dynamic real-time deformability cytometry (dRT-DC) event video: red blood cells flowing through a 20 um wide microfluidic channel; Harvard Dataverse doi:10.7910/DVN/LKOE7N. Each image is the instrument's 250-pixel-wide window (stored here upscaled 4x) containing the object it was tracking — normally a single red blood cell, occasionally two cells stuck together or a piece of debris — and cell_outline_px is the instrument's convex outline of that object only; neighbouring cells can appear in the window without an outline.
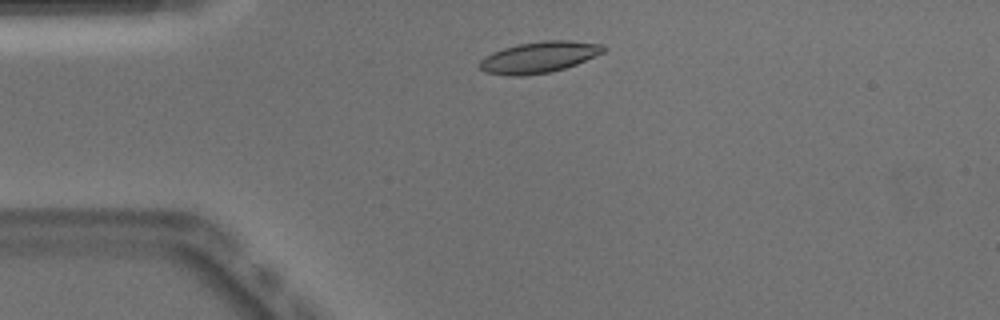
{"species": "Egyptian fruit bat (a non-hibernating species)", "species_latin": "Rousettus aegyptiacus", "temperature_condition": "warm", "stored_images_in_passage": 40, "camera_frame_rate_fps": 3000, "um_per_image_px": 0.085, "animal": {"sex": "male"}, "frame": {"image": 1, "passage_image": 1, "time_ms": 0.0, "image_size_px": [1000, 320], "cell_outline_px": [[604, 52], [596, 56], [576, 64], [564, 68], [548, 72], [520, 76], [508, 76], [484, 72], [480, 68], [480, 60], [484, 56], [492, 52], [516, 44], [544, 40], [572, 40], [604, 44]], "centroid_in_image_um": [45.81, 4.85], "position_along_channel_um": 39.2, "area_um2": 22.6}}
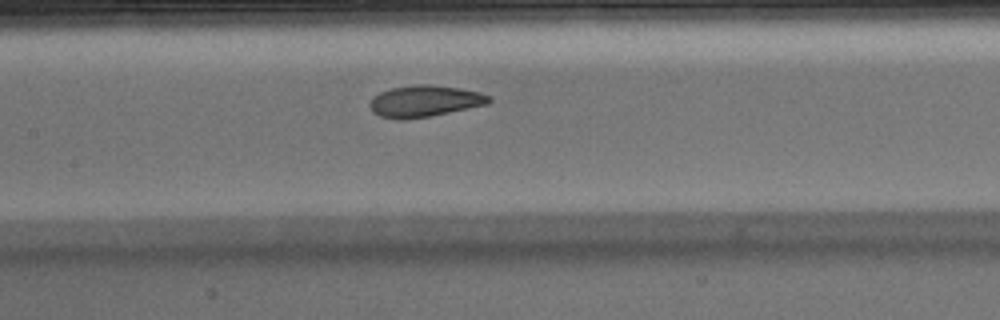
{"frame": {"image": 2, "passage_image": 13, "time_ms": 4.0, "image_size_px": [1000, 320], "cell_outline_px": [[492, 100], [488, 104], [408, 120], [396, 120], [380, 116], [372, 112], [368, 104], [372, 96], [380, 92], [392, 88], [416, 84], [428, 84], [460, 88], [480, 92], [492, 96]], "centroid_in_image_um": [36.06, 8.6], "position_along_channel_um": 171.3, "area_um2": 22.08}}
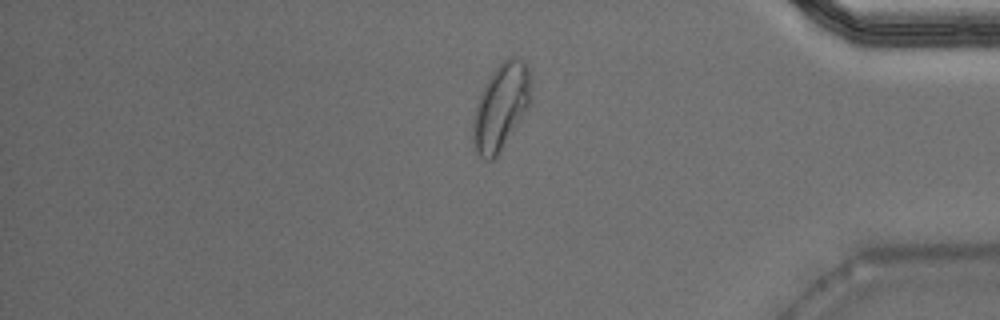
{"frame": {"image": 3, "passage_image": 32, "time_ms": 10.333, "image_size_px": [1000, 320], "cell_outline_px": [[532, 80], [528, 104], [524, 112], [500, 152], [492, 160], [484, 160], [472, 148], [472, 116], [476, 104], [484, 84], [492, 72], [508, 56], [516, 56], [524, 60], [528, 68]], "centroid_in_image_um": [42.54, 9.07], "position_along_channel_um": 392.7, "area_um2": 29.19}, "authors_computed_cell_mechanics": {"area_um2": 22.5998, "velocity_mm_per_s": 3.9269, "shape_relaxation_time_tau1_ms": 3.9642, "shape_relaxation_time_tau2_ms": 1.2413, "deformation_change_tau1": 0.1484, "deformation_change_tau2": 0.0593}}